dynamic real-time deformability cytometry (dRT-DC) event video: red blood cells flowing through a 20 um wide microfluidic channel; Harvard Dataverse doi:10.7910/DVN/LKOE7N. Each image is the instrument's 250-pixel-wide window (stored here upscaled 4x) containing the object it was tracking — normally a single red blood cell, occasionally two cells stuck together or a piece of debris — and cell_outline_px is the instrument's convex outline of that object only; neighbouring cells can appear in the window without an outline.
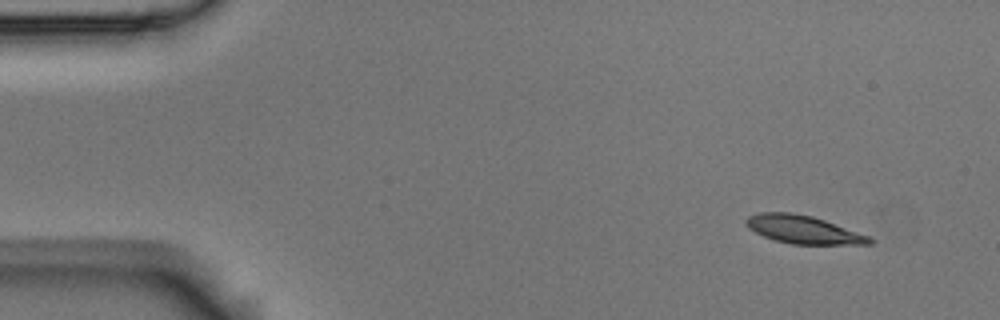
{"species": "Egyptian fruit bat (a non-hibernating species)", "species_latin": "Rousettus aegyptiacus", "temperature_condition": "room temperature", "stored_images_in_passage": 8, "camera_frame_rate_fps": 3000, "um_per_image_px": 0.085, "animal": {"sex": "male"}, "frame": {"image": 1, "passage_image": 2, "time_ms": 0.333, "image_size_px": [1000, 320], "cell_outline_px": [[872, 244], [792, 244], [772, 240], [748, 228], [744, 224], [744, 220], [748, 216], [760, 212], [788, 212], [812, 216], [872, 236]], "centroid_in_image_um": [68.26, 19.51], "position_along_channel_um": 16.7, "area_um2": 20.29}}
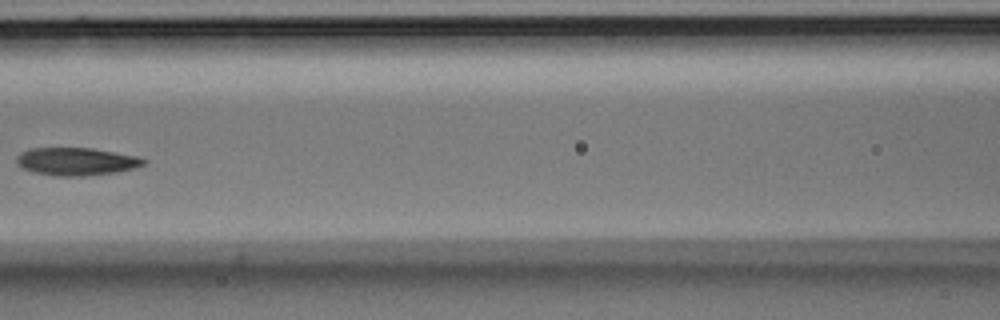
{"frame": {"image": 2, "passage_image": 7, "time_ms": 2.0, "image_size_px": [1000, 320], "cell_outline_px": [[148, 160], [144, 164], [136, 168], [116, 172], [84, 176], [56, 176], [32, 172], [16, 164], [16, 156], [20, 152], [28, 148], [92, 148], [136, 156]], "centroid_in_image_um": [6.46, 13.72], "position_along_channel_um": 160.1, "area_um2": 20.69}}
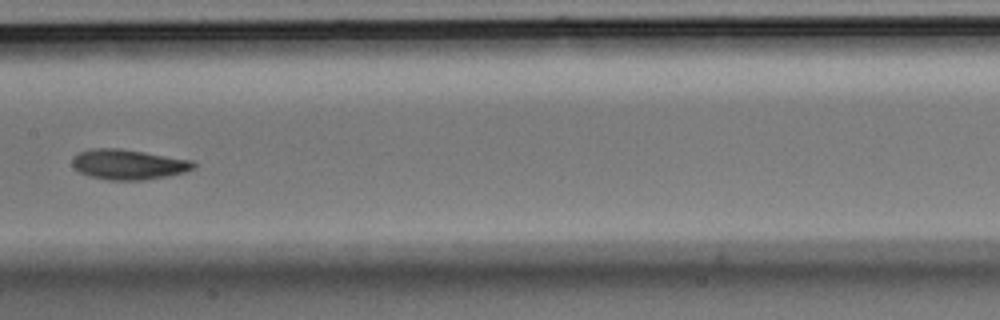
{"frame": {"image": 3, "passage_image": 8, "time_ms": 2.333, "image_size_px": [1000, 320], "cell_outline_px": [[196, 168], [184, 172], [168, 176], [144, 180], [108, 180], [88, 176], [80, 172], [72, 164], [72, 160], [80, 152], [92, 148], [120, 148], [196, 160]], "centroid_in_image_um": [10.98, 13.97], "position_along_channel_um": 196.4, "area_um2": 21.5}}